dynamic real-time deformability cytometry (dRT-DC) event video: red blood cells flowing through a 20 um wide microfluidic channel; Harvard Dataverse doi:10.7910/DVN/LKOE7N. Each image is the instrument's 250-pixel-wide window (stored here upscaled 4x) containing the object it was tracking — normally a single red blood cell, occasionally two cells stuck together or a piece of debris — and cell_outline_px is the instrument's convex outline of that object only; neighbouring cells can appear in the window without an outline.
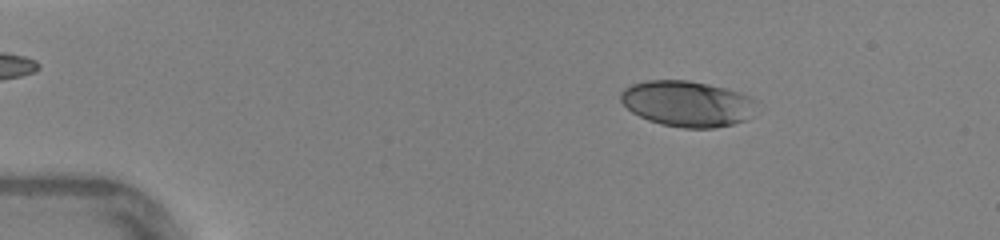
{"species": "human", "species_latin": "Homo sapiens", "temperature_condition": "warm", "stored_images_in_passage": 41, "camera_frame_rate_fps": 3000, "um_per_image_px": 0.085, "donor": {"sex": "female"}, "frame": {"image": 1, "passage_image": 3, "time_ms": 0.667, "image_size_px": [1000, 240], "cell_outline_px": [[756, 100], [748, 120], [716, 128], [684, 128], [660, 124], [648, 120], [632, 112], [620, 100], [620, 92], [624, 88], [632, 84], [644, 80], [688, 80], [708, 84], [740, 92]], "centroid_in_image_um": [58.39, 8.81], "position_along_channel_um": 26.6, "area_um2": 36.24}}
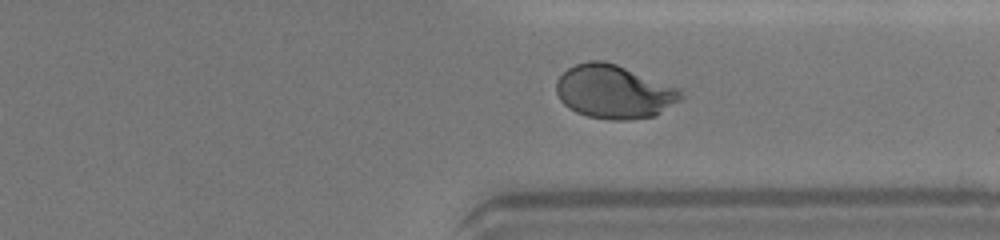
{"frame": {"image": 2, "passage_image": 31, "time_ms": 10.0, "image_size_px": [1000, 240], "cell_outline_px": [[684, 96], [680, 100], [656, 116], [632, 120], [608, 120], [588, 116], [576, 112], [568, 108], [560, 100], [556, 92], [556, 80], [568, 68], [576, 64], [588, 60], [604, 60], [616, 64], [680, 88]], "centroid_in_image_um": [52.2, 7.81], "position_along_channel_um": 359.2, "area_um2": 39.19}}
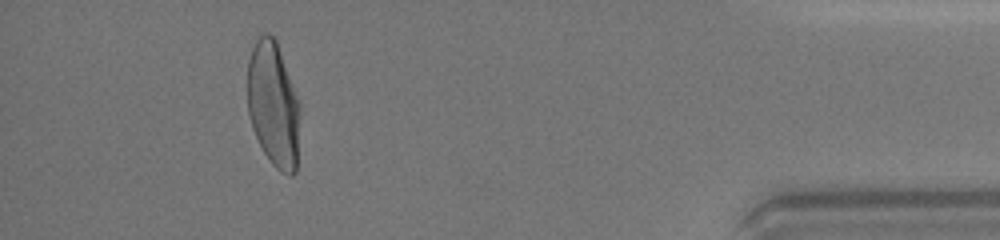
{"frame": {"image": 3, "passage_image": 38, "time_ms": 12.333, "image_size_px": [1000, 240], "cell_outline_px": [[300, 116], [296, 172], [292, 176], [288, 176], [280, 172], [272, 164], [264, 152], [252, 128], [248, 112], [248, 60], [256, 36], [260, 32], [268, 32], [276, 40], [300, 100]], "centroid_in_image_um": [23.25, 8.86], "position_along_channel_um": 412.0, "area_um2": 38.96}, "authors_computed_cell_mechanics": {"area_um2": 37.7434, "velocity_mm_per_s": 4.3841, "shape_relaxation_time_tau1_ms": 3.547, "shape_relaxation_time_tau2_ms": null, "deformation_change_tau1": 0.2087, "deformation_change_tau2": null}}